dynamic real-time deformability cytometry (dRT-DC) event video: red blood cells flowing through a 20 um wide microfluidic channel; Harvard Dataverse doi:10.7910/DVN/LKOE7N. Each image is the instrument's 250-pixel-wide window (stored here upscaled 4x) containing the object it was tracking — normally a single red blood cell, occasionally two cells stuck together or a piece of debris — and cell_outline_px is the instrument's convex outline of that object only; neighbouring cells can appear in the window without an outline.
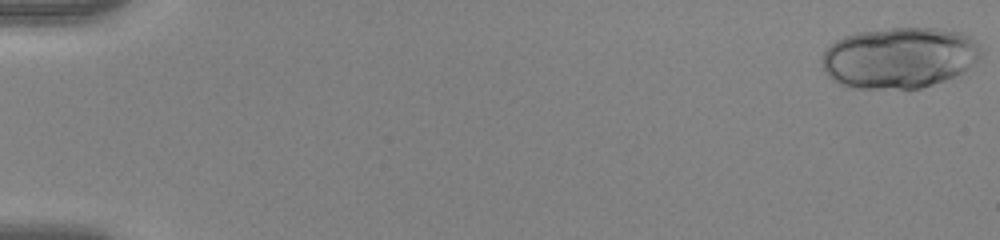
{"species": "human", "species_latin": "Homo sapiens", "temperature_condition": "warm", "stored_images_in_passage": 13, "camera_frame_rate_fps": 3000, "um_per_image_px": 0.085, "donor": {"sex": "female"}, "frame": {"image": 1, "passage_image": 1, "time_ms": 0.0, "image_size_px": [1000, 240], "cell_outline_px": [[980, 56], [968, 76], [920, 88], [848, 88], [832, 80], [824, 72], [820, 60], [824, 52], [836, 40], [844, 36], [860, 32], [888, 28], [936, 28], [960, 32], [972, 36], [980, 44]], "centroid_in_image_um": [76.54, 4.93], "position_along_channel_um": 8.5, "area_um2": 57.97}}